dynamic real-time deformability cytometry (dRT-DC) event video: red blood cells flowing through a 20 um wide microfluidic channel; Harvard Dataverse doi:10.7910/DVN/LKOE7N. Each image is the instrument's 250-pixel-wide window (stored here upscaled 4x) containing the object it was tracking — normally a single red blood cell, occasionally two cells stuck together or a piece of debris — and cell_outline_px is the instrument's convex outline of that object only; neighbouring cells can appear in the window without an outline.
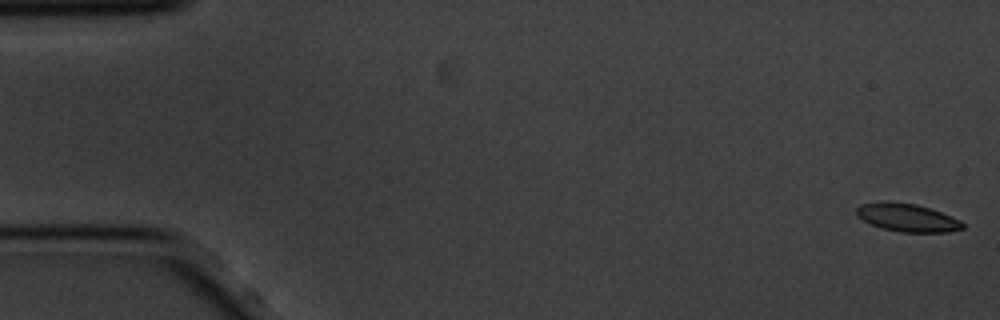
{"species": "common noctule bat (a hibernating species)", "species_latin": "Nyctalus noctula", "temperature_condition": "cold", "stored_images_in_passage": 58, "camera_frame_rate_fps": 3000, "um_per_image_px": 0.085, "animal": {"sex": "male", "body_mass_g": 20.1, "forearm_length_mm": 53.5}, "frame": {"image": 1, "passage_image": 1, "time_ms": 0.0, "image_size_px": [1000, 320], "cell_outline_px": [[964, 228], [948, 232], [900, 232], [884, 228], [872, 224], [856, 216], [856, 208], [860, 204], [888, 200], [916, 204], [940, 212], [960, 220], [964, 224]], "centroid_in_image_um": [77.09, 18.48], "position_along_channel_um": 7.9, "area_um2": 17.28}}
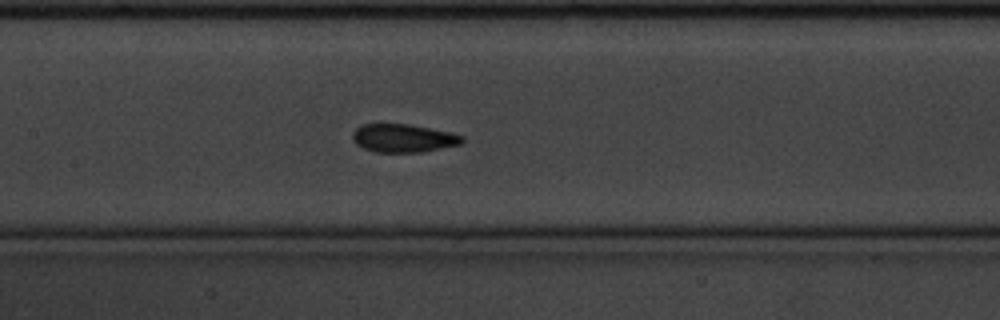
{"frame": {"image": 2, "passage_image": 27, "time_ms": 8.667, "image_size_px": [1000, 320], "cell_outline_px": [[464, 140], [460, 144], [420, 152], [376, 152], [364, 148], [356, 144], [352, 140], [352, 132], [356, 128], [364, 124], [408, 124], [448, 132], [464, 136]], "centroid_in_image_um": [34.24, 11.74], "position_along_channel_um": 173.2, "area_um2": 17.8}}
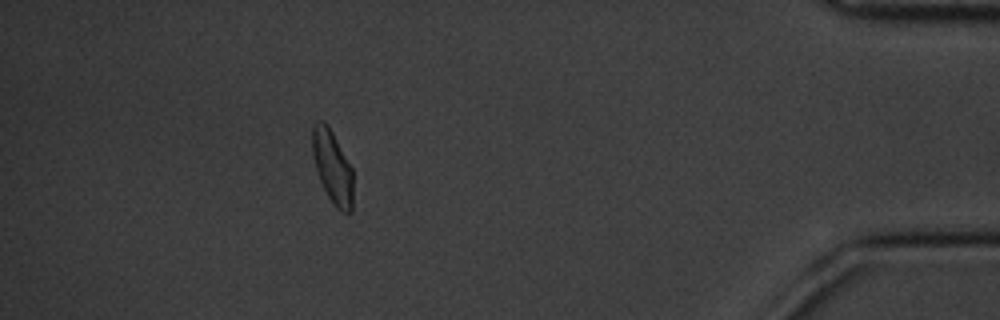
{"frame": {"image": 3, "passage_image": 52, "time_ms": 17.0, "image_size_px": [1000, 320], "cell_outline_px": [[352, 212], [344, 212], [336, 208], [328, 196], [320, 180], [316, 168], [312, 152], [312, 128], [316, 120], [324, 120], [328, 124], [352, 168]], "centroid_in_image_um": [28.25, 14.15], "position_along_channel_um": 407.0, "area_um2": 17.22}, "authors_computed_cell_mechanics": {"area_um2": 17.9758, "velocity_mm_per_s": 3.4302, "shape_relaxation_time_tau1_ms": null, "shape_relaxation_time_tau2_ms": 1.6602, "deformation_change_tau1": null, "deformation_change_tau2": 0.0697}}